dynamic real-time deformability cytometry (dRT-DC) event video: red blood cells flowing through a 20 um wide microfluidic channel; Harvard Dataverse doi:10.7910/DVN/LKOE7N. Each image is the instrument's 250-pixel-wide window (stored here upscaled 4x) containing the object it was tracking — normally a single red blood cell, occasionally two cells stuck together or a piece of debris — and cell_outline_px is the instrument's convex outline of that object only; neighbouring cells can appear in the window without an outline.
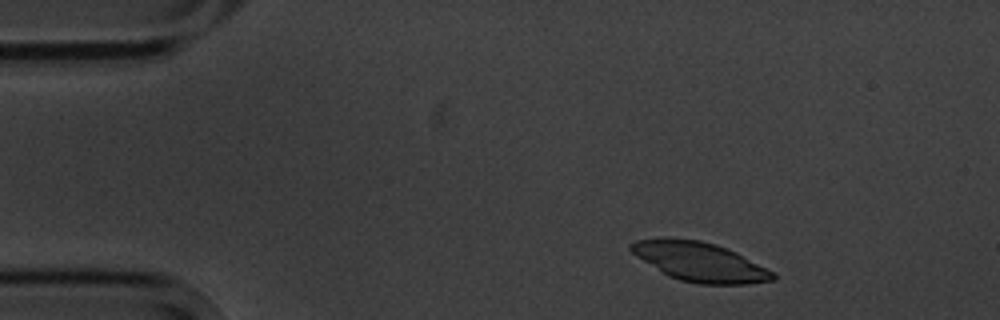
{"species": "common noctule bat (a hibernating species)", "species_latin": "Nyctalus noctula", "temperature_condition": "cold", "stored_images_in_passage": 4, "segment_of_instrument_passage": [1, 2], "camera_frame_rate_fps": 3000, "um_per_image_px": 0.085, "animal": {"sex": "male", "body_mass_g": 20.1, "forearm_length_mm": 53.5}, "frame": {"image": 1, "passage_image": 1, "time_ms": 0.0, "image_size_px": [1000, 320], "cell_outline_px": [[776, 280], [748, 284], [700, 284], [680, 280], [668, 276], [636, 256], [628, 248], [628, 244], [636, 240], [700, 240], [716, 244], [736, 252], [776, 272]], "centroid_in_image_um": [59.56, 22.29], "position_along_channel_um": 25.4, "area_um2": 31.96}}